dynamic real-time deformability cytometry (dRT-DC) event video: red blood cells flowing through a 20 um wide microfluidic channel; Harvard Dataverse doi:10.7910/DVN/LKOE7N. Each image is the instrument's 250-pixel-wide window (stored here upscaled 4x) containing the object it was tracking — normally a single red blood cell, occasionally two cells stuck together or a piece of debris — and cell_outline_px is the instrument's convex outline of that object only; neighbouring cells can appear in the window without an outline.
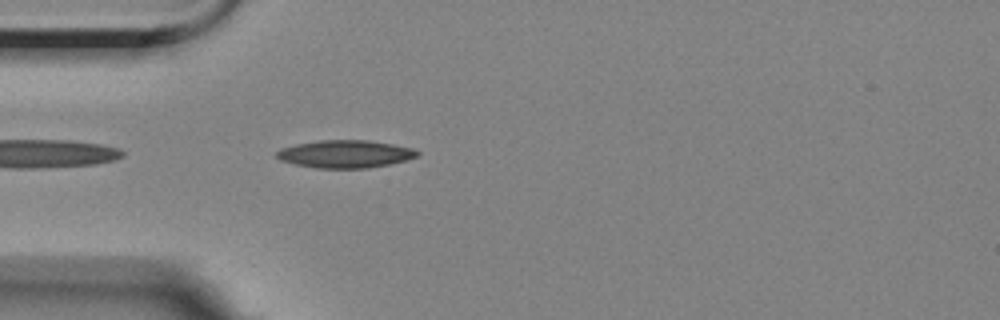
{"species": "Egyptian fruit bat (a non-hibernating species)", "species_latin": "Rousettus aegyptiacus", "temperature_condition": "room temperature", "stored_images_in_passage": 16, "camera_frame_rate_fps": 3000, "um_per_image_px": 0.085, "animal": {"sex": "female"}, "frame": {"image": 1, "passage_image": 2, "time_ms": 0.333, "image_size_px": [1000, 320], "cell_outline_px": [[420, 152], [416, 156], [404, 160], [388, 164], [368, 168], [316, 168], [296, 164], [280, 160], [276, 156], [276, 152], [280, 148], [296, 144], [320, 140], [368, 140], [392, 144], [412, 148]], "centroid_in_image_um": [29.31, 13.08], "position_along_channel_um": 55.7, "area_um2": 22.48}}
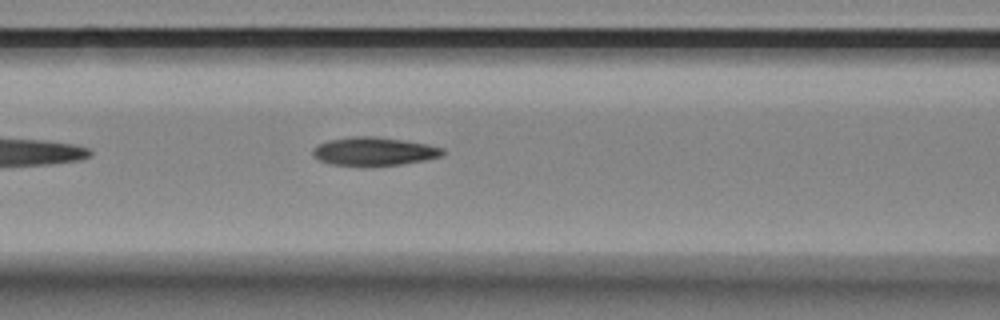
{"frame": {"image": 2, "passage_image": 9, "time_ms": 2.667, "image_size_px": [1000, 320], "cell_outline_px": [[444, 156], [424, 160], [400, 164], [372, 168], [364, 168], [328, 164], [312, 156], [312, 148], [316, 144], [328, 140], [352, 136], [376, 136], [404, 140], [428, 144], [444, 148]], "centroid_in_image_um": [31.74, 12.89], "position_along_channel_um": 134.9, "area_um2": 22.43}}
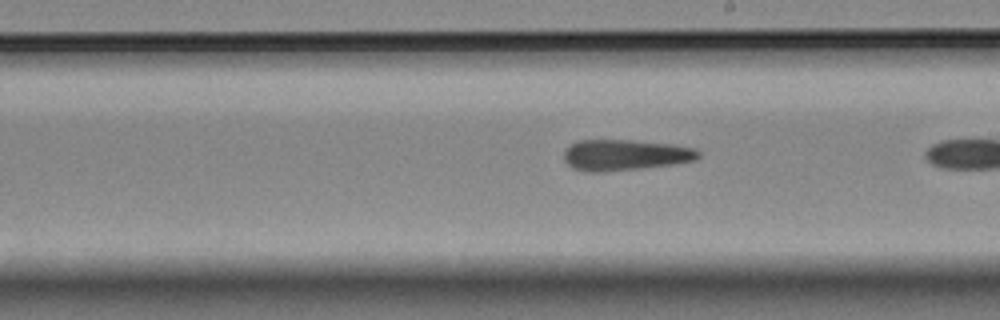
{"frame": {"image": 3, "passage_image": 15, "time_ms": 4.667, "image_size_px": [1000, 320], "cell_outline_px": [[700, 156], [696, 160], [672, 164], [640, 168], [604, 172], [584, 172], [572, 168], [564, 160], [564, 148], [576, 140], [628, 140], [672, 144], [696, 148], [700, 152]], "centroid_in_image_um": [53.09, 13.17], "position_along_channel_um": 235.9, "area_um2": 24.45}}